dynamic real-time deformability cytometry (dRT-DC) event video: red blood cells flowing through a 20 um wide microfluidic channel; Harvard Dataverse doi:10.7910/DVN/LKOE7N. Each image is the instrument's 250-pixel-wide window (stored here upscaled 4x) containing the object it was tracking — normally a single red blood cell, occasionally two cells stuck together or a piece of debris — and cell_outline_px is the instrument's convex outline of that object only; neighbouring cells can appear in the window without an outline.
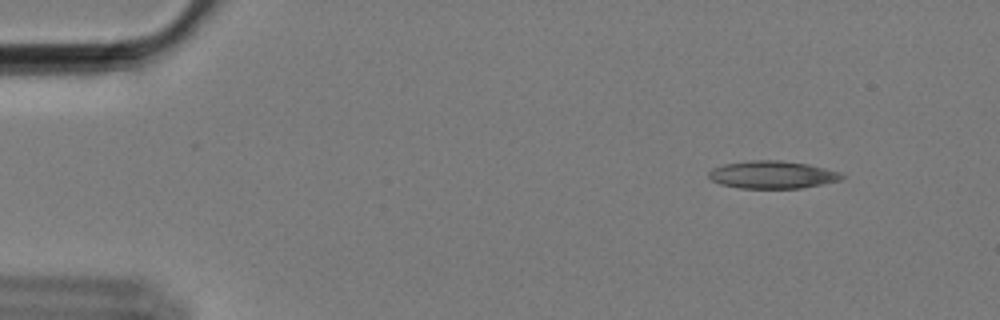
{"species": "Egyptian fruit bat (a non-hibernating species)", "species_latin": "Rousettus aegyptiacus", "temperature_condition": "cold", "stored_images_in_passage": 35, "camera_frame_rate_fps": 3000, "um_per_image_px": 0.085, "animal": {"sex": "female"}, "frame": {"image": 1, "passage_image": 5, "time_ms": 1.333, "image_size_px": [1000, 320], "cell_outline_px": [[844, 176], [840, 180], [800, 188], [740, 188], [720, 184], [712, 180], [708, 176], [708, 172], [712, 168], [724, 164], [752, 160], [780, 160], [808, 164], [840, 172]], "centroid_in_image_um": [65.62, 14.84], "position_along_channel_um": 19.4, "area_um2": 21.27}}
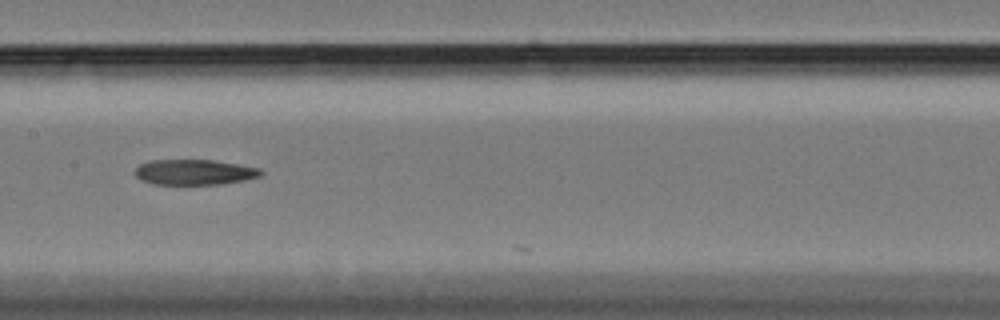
{"frame": {"image": 2, "passage_image": 28, "time_ms": 9.0, "image_size_px": [1000, 320], "cell_outline_px": [[264, 172], [260, 176], [244, 180], [220, 184], [152, 184], [140, 180], [132, 172], [140, 164], [148, 160], [212, 160], [260, 168]], "centroid_in_image_um": [16.47, 14.63], "position_along_channel_um": 190.9, "area_um2": 18.67}}
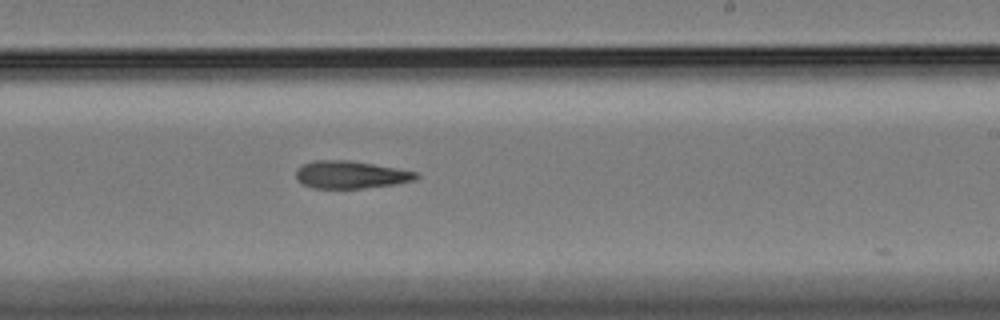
{"frame": {"image": 3, "passage_image": 34, "time_ms": 11.0, "image_size_px": [1000, 320], "cell_outline_px": [[420, 176], [416, 180], [396, 184], [364, 188], [312, 188], [300, 184], [296, 180], [296, 168], [312, 160], [348, 160], [396, 168], [416, 172]], "centroid_in_image_um": [29.77, 14.85], "position_along_channel_um": 259.2, "area_um2": 19.42}}